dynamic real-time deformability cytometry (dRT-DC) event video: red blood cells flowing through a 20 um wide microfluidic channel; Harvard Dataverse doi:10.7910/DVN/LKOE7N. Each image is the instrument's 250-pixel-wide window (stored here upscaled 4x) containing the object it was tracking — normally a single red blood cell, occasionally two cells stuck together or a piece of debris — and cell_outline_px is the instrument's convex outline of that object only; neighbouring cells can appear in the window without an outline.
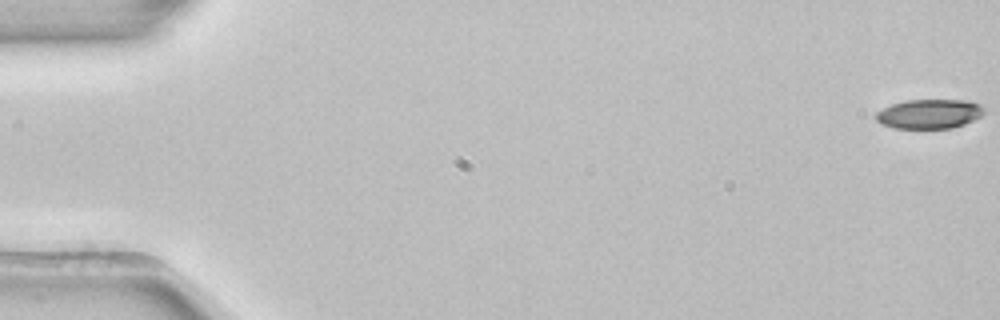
{"species": "common noctule bat (a hibernating species)", "species_latin": "Nyctalus noctula", "temperature_condition": "room temperature", "stored_images_in_passage": 54, "camera_frame_rate_fps": 3000, "um_per_image_px": 0.085, "animal": {"sex": "female", "body_mass_g": 22.7, "forearm_length_mm": 54.2}, "frame": {"image": 1, "passage_image": 1, "time_ms": 0.0, "image_size_px": [1000, 320], "cell_outline_px": [[984, 112], [980, 116], [964, 124], [952, 128], [896, 128], [880, 124], [876, 120], [876, 112], [892, 104], [904, 100], [968, 100], [980, 104], [984, 108]], "centroid_in_image_um": [78.98, 9.67], "position_along_channel_um": 6.0, "area_um2": 18.5}}
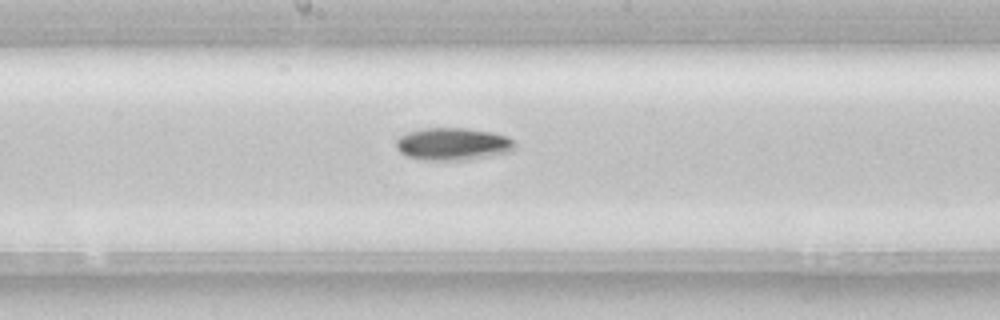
{"frame": {"image": 2, "passage_image": 29, "time_ms": 9.333, "image_size_px": [1000, 320], "cell_outline_px": [[512, 152], [468, 160], [420, 160], [408, 156], [400, 152], [396, 148], [396, 140], [400, 136], [408, 132], [420, 128], [464, 128], [492, 132], [508, 136], [512, 140]], "centroid_in_image_um": [38.46, 12.24], "position_along_channel_um": 209.7, "area_um2": 22.54}}
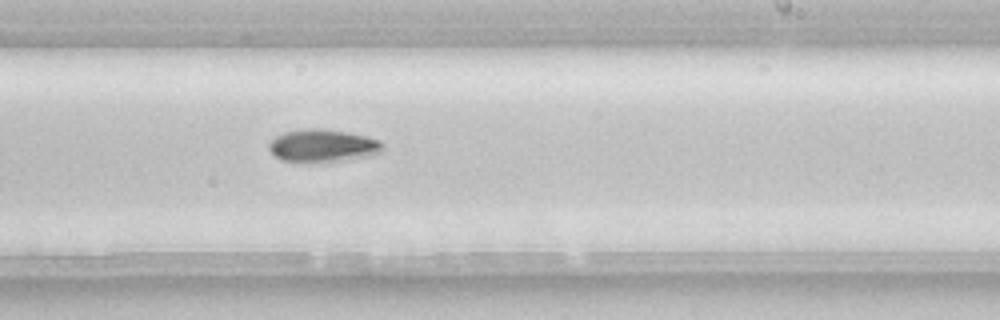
{"frame": {"image": 3, "passage_image": 33, "time_ms": 10.667, "image_size_px": [1000, 320], "cell_outline_px": [[384, 148], [380, 152], [372, 156], [328, 164], [304, 164], [280, 160], [268, 148], [268, 144], [276, 136], [284, 132], [304, 128], [320, 128], [368, 136], [380, 140], [384, 144]], "centroid_in_image_um": [27.45, 12.44], "position_along_channel_um": 261.5, "area_um2": 22.72}, "authors_computed_cell_mechanics": {"area_um2": 20.1144, "velocity_mm_per_s": 3.9193, "shape_relaxation_time_tau1_ms": 3.8113, "shape_relaxation_time_tau2_ms": null, "deformation_change_tau1": 0.1204, "deformation_change_tau2": null}}